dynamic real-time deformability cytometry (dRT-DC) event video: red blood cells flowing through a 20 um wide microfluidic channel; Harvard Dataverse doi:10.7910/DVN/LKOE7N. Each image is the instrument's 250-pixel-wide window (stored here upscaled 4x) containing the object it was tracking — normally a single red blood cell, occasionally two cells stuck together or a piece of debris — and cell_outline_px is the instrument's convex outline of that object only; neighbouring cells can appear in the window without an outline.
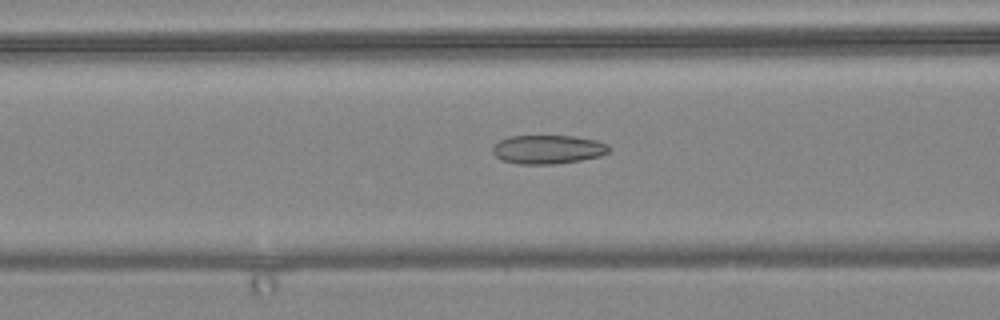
{"species": "common noctule bat (a hibernating species)", "species_latin": "Nyctalus noctula", "temperature_condition": "warm", "stored_images_in_passage": 56, "camera_frame_rate_fps": 3000, "um_per_image_px": 0.085, "animal": {"sex": "female", "body_mass_g": 24.6, "forearm_length_mm": 56.2}, "frame": {"image": 1, "passage_image": 22, "time_ms": 7.0, "image_size_px": [1000, 320], "cell_outline_px": [[608, 152], [600, 156], [580, 160], [556, 164], [516, 164], [500, 160], [492, 152], [492, 148], [500, 140], [508, 136], [576, 136], [596, 140], [608, 144]], "centroid_in_image_um": [46.55, 12.7], "position_along_channel_um": 120.1, "area_um2": 19.59}}
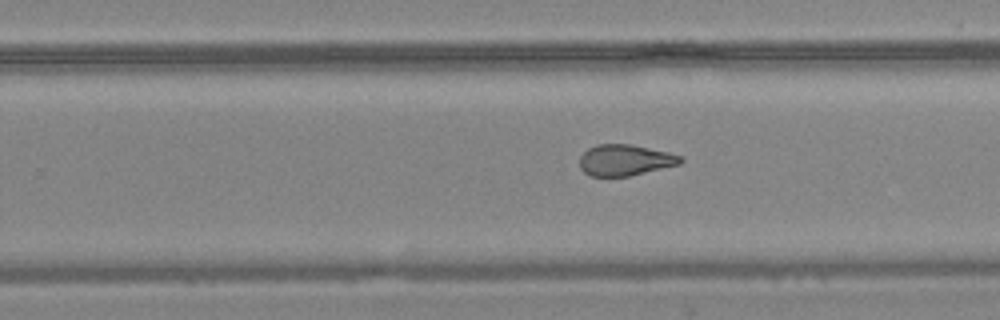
{"frame": {"image": 2, "passage_image": 35, "time_ms": 11.333, "image_size_px": [1000, 320], "cell_outline_px": [[684, 160], [680, 164], [628, 176], [588, 176], [580, 168], [580, 156], [588, 148], [596, 144], [628, 144], [668, 152], [684, 156]], "centroid_in_image_um": [53.12, 13.61], "position_along_channel_um": 276.7, "area_um2": 18.26}}
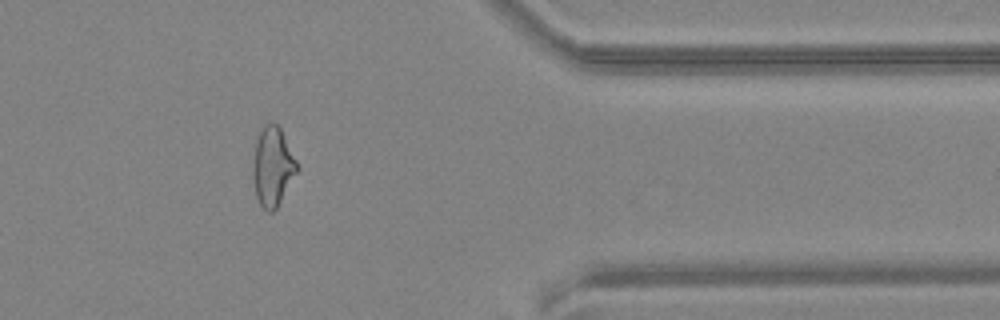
{"frame": {"image": 3, "passage_image": 46, "time_ms": 15.0, "image_size_px": [1000, 320], "cell_outline_px": [[296, 172], [276, 208], [272, 212], [268, 212], [260, 204], [256, 196], [252, 172], [256, 136], [260, 128], [264, 124], [272, 120], [280, 128], [296, 160]], "centroid_in_image_um": [23.13, 14.1], "position_along_channel_um": 388.3, "area_um2": 20.0}, "authors_computed_cell_mechanics": {"area_um2": 20.7502, "velocity_mm_per_s": 3.6166, "shape_relaxation_time_tau1_ms": null, "shape_relaxation_time_tau2_ms": 2.297, "deformation_change_tau1": null, "deformation_change_tau2": 0.0935}}